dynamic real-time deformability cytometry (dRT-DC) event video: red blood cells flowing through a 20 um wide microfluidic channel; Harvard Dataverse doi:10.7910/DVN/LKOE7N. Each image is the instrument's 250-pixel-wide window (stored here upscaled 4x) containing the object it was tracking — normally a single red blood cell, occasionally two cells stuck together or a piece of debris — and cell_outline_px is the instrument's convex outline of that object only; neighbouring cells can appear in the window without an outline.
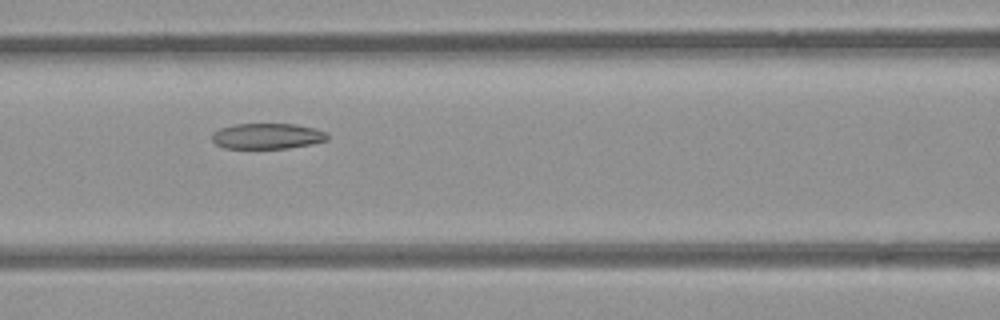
{"species": "common noctule bat (a hibernating species)", "species_latin": "Nyctalus noctula", "temperature_condition": "room temperature", "stored_images_in_passage": 8, "camera_frame_rate_fps": 3000, "um_per_image_px": 0.085, "animal": {"sex": "female", "body_mass_g": 21.9}, "frame": {"image": 1, "passage_image": 6, "time_ms": 5.667, "image_size_px": [1000, 320], "cell_outline_px": [[328, 140], [312, 144], [288, 148], [224, 148], [216, 144], [212, 140], [212, 132], [220, 128], [236, 124], [296, 124], [316, 128], [328, 132]], "centroid_in_image_um": [22.75, 11.56], "position_along_channel_um": 143.9, "area_um2": 17.4}}
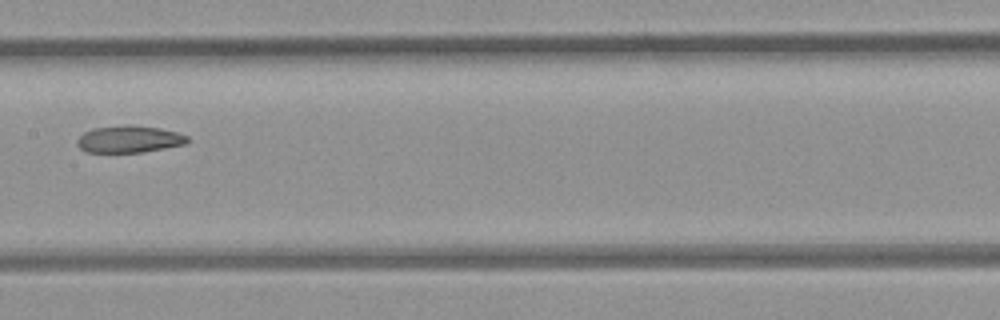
{"frame": {"image": 2, "passage_image": 7, "time_ms": 7.0, "image_size_px": [1000, 320], "cell_outline_px": [[188, 144], [140, 152], [88, 152], [80, 148], [76, 144], [76, 140], [84, 132], [92, 128], [128, 124], [160, 128], [176, 132], [188, 136]], "centroid_in_image_um": [10.97, 11.82], "position_along_channel_um": 196.4, "area_um2": 17.4}}
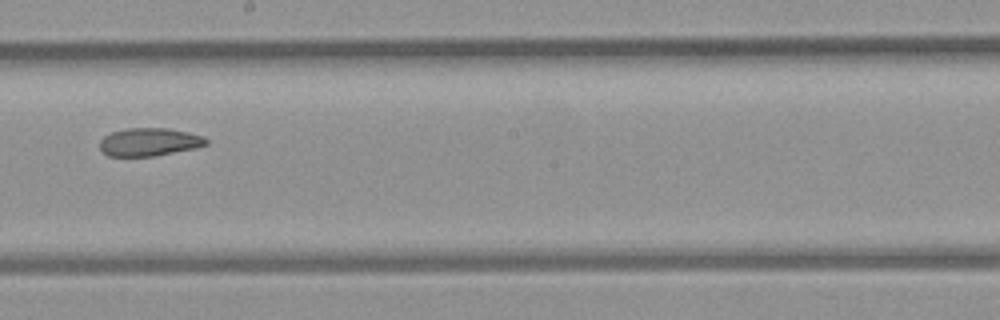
{"frame": {"image": 3, "passage_image": 8, "time_ms": 8.0, "image_size_px": [1000, 320], "cell_outline_px": [[208, 144], [196, 148], [152, 156], [108, 156], [100, 148], [100, 140], [104, 136], [112, 132], [128, 128], [168, 128], [188, 132], [204, 136], [208, 140]], "centroid_in_image_um": [12.71, 12.06], "position_along_channel_um": 235.5, "area_um2": 17.34}}